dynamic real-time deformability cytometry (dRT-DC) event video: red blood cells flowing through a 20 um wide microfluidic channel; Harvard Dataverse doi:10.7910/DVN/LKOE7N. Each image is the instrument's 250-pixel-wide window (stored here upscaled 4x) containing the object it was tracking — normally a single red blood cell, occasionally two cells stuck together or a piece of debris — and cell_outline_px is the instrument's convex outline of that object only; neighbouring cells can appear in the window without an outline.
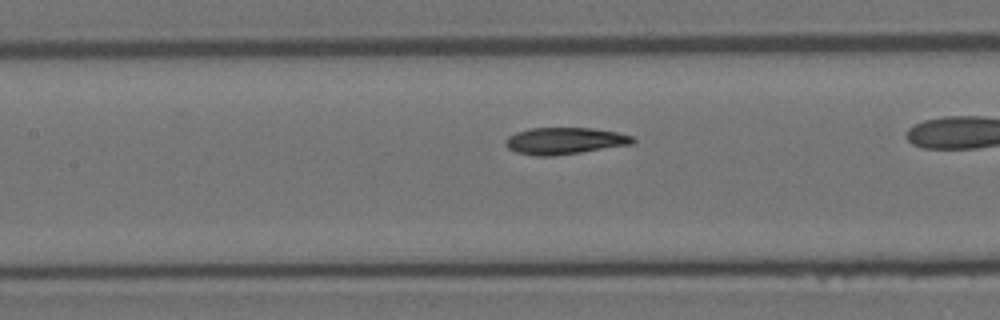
{"species": "Egyptian fruit bat (a non-hibernating species)", "species_latin": "Rousettus aegyptiacus", "temperature_condition": "room temperature", "stored_images_in_passage": 31, "camera_frame_rate_fps": 3000, "um_per_image_px": 0.085, "animal": {"sex": "female"}, "frame": {"image": 1, "passage_image": 14, "time_ms": 4.333, "image_size_px": [1000, 320], "cell_outline_px": [[636, 140], [632, 144], [580, 152], [552, 156], [536, 156], [516, 152], [508, 148], [504, 144], [504, 140], [508, 136], [516, 132], [528, 128], [592, 128], [616, 132], [632, 136]], "centroid_in_image_um": [47.95, 11.97], "position_along_channel_um": 159.5, "area_um2": 19.83}}